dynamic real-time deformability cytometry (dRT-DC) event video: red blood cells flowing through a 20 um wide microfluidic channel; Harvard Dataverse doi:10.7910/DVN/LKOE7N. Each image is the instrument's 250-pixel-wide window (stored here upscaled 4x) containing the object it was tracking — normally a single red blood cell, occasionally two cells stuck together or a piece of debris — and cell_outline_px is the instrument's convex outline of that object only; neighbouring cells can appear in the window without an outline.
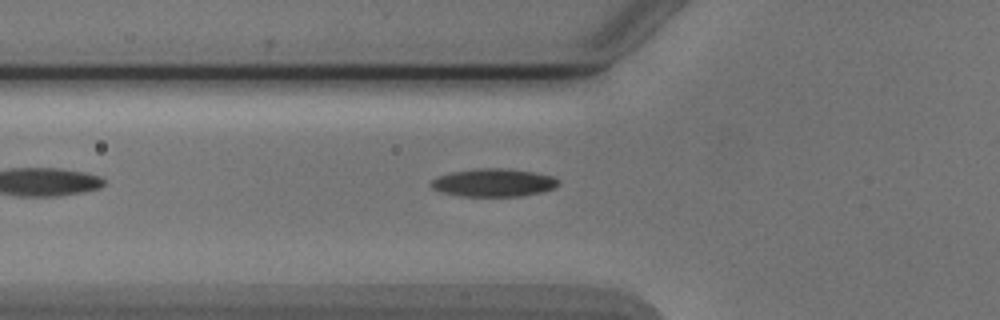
{"species": "Egyptian fruit bat (a non-hibernating species)", "species_latin": "Rousettus aegyptiacus", "temperature_condition": "cold", "stored_images_in_passage": 6, "camera_frame_rate_fps": 3000, "um_per_image_px": 0.085, "animal": {"sex": "male"}, "frame": {"image": 1, "passage_image": 6, "time_ms": 6.0, "image_size_px": [1000, 320], "cell_outline_px": [[560, 184], [556, 188], [540, 192], [520, 196], [460, 196], [440, 192], [432, 188], [428, 184], [436, 176], [452, 172], [476, 168], [500, 168], [532, 172], [552, 176], [560, 180]], "centroid_in_image_um": [41.92, 15.53], "position_along_channel_um": 83.9, "area_um2": 20.87}}